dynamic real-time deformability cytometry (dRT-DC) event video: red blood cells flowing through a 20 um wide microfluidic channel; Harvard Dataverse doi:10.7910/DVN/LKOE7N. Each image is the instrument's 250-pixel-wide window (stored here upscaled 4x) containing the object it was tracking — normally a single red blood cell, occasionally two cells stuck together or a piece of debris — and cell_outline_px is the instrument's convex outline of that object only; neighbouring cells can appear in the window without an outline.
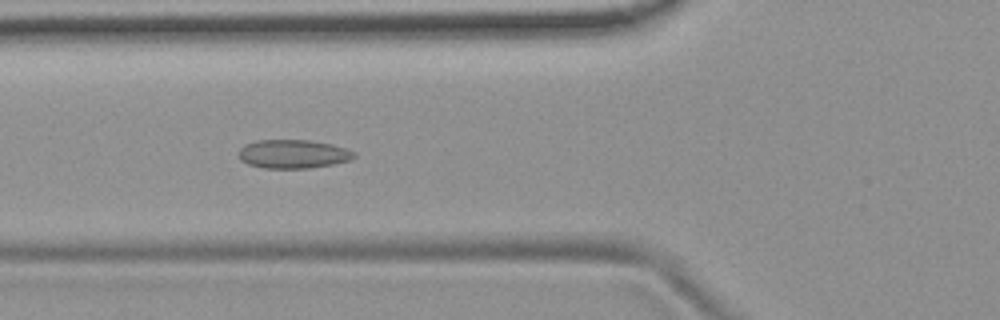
{"species": "common noctule bat (a hibernating species)", "species_latin": "Nyctalus noctula", "temperature_condition": "room temperature", "stored_images_in_passage": 54, "camera_frame_rate_fps": 3000, "um_per_image_px": 0.085, "animal": {"sex": "female", "body_mass_g": 19.9}, "frame": {"image": 1, "passage_image": 20, "time_ms": 6.333, "image_size_px": [1000, 320], "cell_outline_px": [[356, 156], [348, 160], [332, 164], [308, 168], [264, 168], [248, 164], [240, 160], [236, 152], [244, 144], [256, 140], [308, 140], [332, 144], [348, 148], [356, 152]], "centroid_in_image_um": [24.88, 13.08], "position_along_channel_um": 100.9, "area_um2": 19.48}}
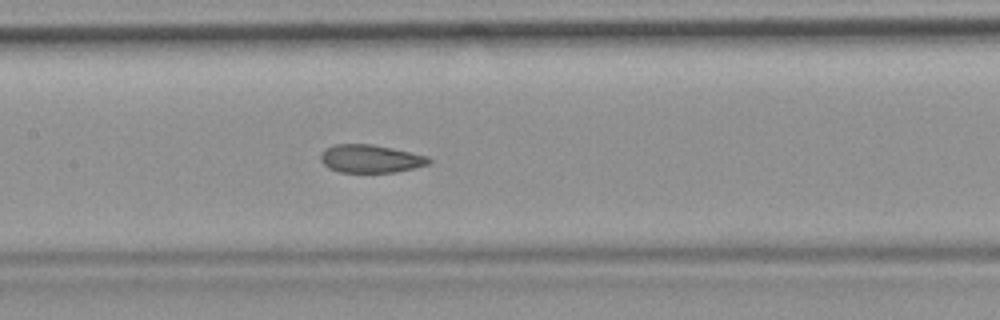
{"frame": {"image": 2, "passage_image": 26, "time_ms": 8.333, "image_size_px": [1000, 320], "cell_outline_px": [[432, 160], [428, 164], [396, 172], [340, 172], [328, 168], [320, 160], [320, 152], [324, 148], [332, 144], [372, 144], [392, 148], [428, 156]], "centroid_in_image_um": [31.44, 13.48], "position_along_channel_um": 176.0, "area_um2": 17.74}}
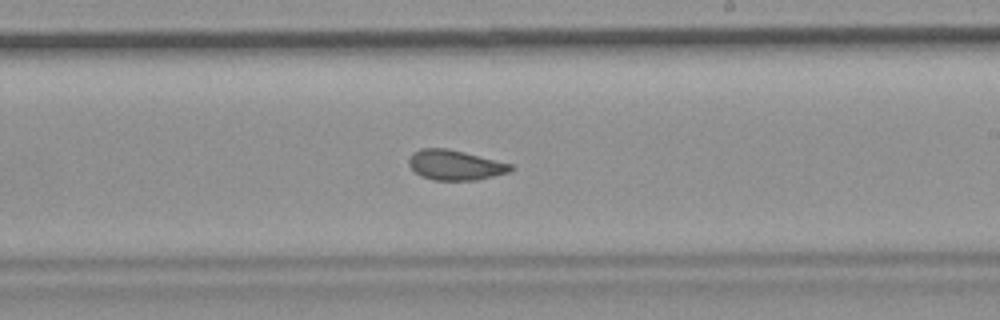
{"frame": {"image": 3, "passage_image": 32, "time_ms": 10.333, "image_size_px": [1000, 320], "cell_outline_px": [[516, 168], [508, 172], [476, 180], [432, 180], [420, 176], [408, 164], [408, 160], [412, 152], [420, 148], [444, 148], [464, 152], [512, 164]], "centroid_in_image_um": [38.66, 14.03], "position_along_channel_um": 250.3, "area_um2": 17.8}, "authors_computed_cell_mechanics": {"area_um2": 18.8428, "velocity_mm_per_s": 3.7429, "shape_relaxation_time_tau1_ms": null, "shape_relaxation_time_tau2_ms": 1.6173, "deformation_change_tau1": null, "deformation_change_tau2": 0.0809}}